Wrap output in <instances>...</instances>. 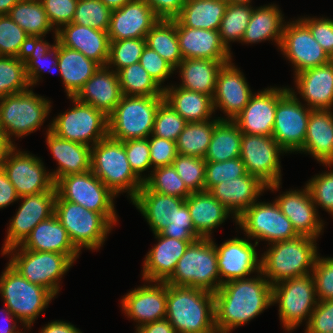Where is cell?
I'll list each match as a JSON object with an SVG mask.
<instances>
[{"mask_svg": "<svg viewBox=\"0 0 333 333\" xmlns=\"http://www.w3.org/2000/svg\"><path fill=\"white\" fill-rule=\"evenodd\" d=\"M259 274L225 282L214 293L217 333H229L273 304L272 285Z\"/></svg>", "mask_w": 333, "mask_h": 333, "instance_id": "1", "label": "cell"}, {"mask_svg": "<svg viewBox=\"0 0 333 333\" xmlns=\"http://www.w3.org/2000/svg\"><path fill=\"white\" fill-rule=\"evenodd\" d=\"M166 319L176 333H217L214 294L167 284Z\"/></svg>", "mask_w": 333, "mask_h": 333, "instance_id": "2", "label": "cell"}, {"mask_svg": "<svg viewBox=\"0 0 333 333\" xmlns=\"http://www.w3.org/2000/svg\"><path fill=\"white\" fill-rule=\"evenodd\" d=\"M315 243L316 238L306 235L272 243L267 252L260 257L261 273L272 286L284 280L310 274L319 255Z\"/></svg>", "mask_w": 333, "mask_h": 333, "instance_id": "3", "label": "cell"}, {"mask_svg": "<svg viewBox=\"0 0 333 333\" xmlns=\"http://www.w3.org/2000/svg\"><path fill=\"white\" fill-rule=\"evenodd\" d=\"M166 283L202 289L214 294L222 284L212 238H200L190 243Z\"/></svg>", "mask_w": 333, "mask_h": 333, "instance_id": "4", "label": "cell"}, {"mask_svg": "<svg viewBox=\"0 0 333 333\" xmlns=\"http://www.w3.org/2000/svg\"><path fill=\"white\" fill-rule=\"evenodd\" d=\"M91 171L115 195L128 191L131 201L144 184L130 167L123 141L109 136L91 147Z\"/></svg>", "mask_w": 333, "mask_h": 333, "instance_id": "5", "label": "cell"}, {"mask_svg": "<svg viewBox=\"0 0 333 333\" xmlns=\"http://www.w3.org/2000/svg\"><path fill=\"white\" fill-rule=\"evenodd\" d=\"M164 96H122L108 117V136L117 141L148 138Z\"/></svg>", "mask_w": 333, "mask_h": 333, "instance_id": "6", "label": "cell"}, {"mask_svg": "<svg viewBox=\"0 0 333 333\" xmlns=\"http://www.w3.org/2000/svg\"><path fill=\"white\" fill-rule=\"evenodd\" d=\"M0 293L15 319L20 320L27 328L55 298L48 289L29 282L9 264L0 276Z\"/></svg>", "mask_w": 333, "mask_h": 333, "instance_id": "7", "label": "cell"}, {"mask_svg": "<svg viewBox=\"0 0 333 333\" xmlns=\"http://www.w3.org/2000/svg\"><path fill=\"white\" fill-rule=\"evenodd\" d=\"M49 101L31 89L0 99V132L11 141L12 135L22 138L36 131L49 114Z\"/></svg>", "mask_w": 333, "mask_h": 333, "instance_id": "8", "label": "cell"}, {"mask_svg": "<svg viewBox=\"0 0 333 333\" xmlns=\"http://www.w3.org/2000/svg\"><path fill=\"white\" fill-rule=\"evenodd\" d=\"M67 230L74 247L95 250L100 248L113 224L100 213L66 200H55V212Z\"/></svg>", "mask_w": 333, "mask_h": 333, "instance_id": "9", "label": "cell"}, {"mask_svg": "<svg viewBox=\"0 0 333 333\" xmlns=\"http://www.w3.org/2000/svg\"><path fill=\"white\" fill-rule=\"evenodd\" d=\"M17 248L18 250H16ZM11 252L13 257L8 264L29 282L48 289L54 296L59 292L58 280L74 263L65 254L31 251L19 248V246L9 248L2 255H8Z\"/></svg>", "mask_w": 333, "mask_h": 333, "instance_id": "10", "label": "cell"}, {"mask_svg": "<svg viewBox=\"0 0 333 333\" xmlns=\"http://www.w3.org/2000/svg\"><path fill=\"white\" fill-rule=\"evenodd\" d=\"M55 200H66L117 222L113 198L116 196L91 170L59 178L55 182Z\"/></svg>", "mask_w": 333, "mask_h": 333, "instance_id": "11", "label": "cell"}, {"mask_svg": "<svg viewBox=\"0 0 333 333\" xmlns=\"http://www.w3.org/2000/svg\"><path fill=\"white\" fill-rule=\"evenodd\" d=\"M315 297L312 273L284 280L272 286V303H279V317L287 331L300 326L304 319H308L306 322L308 325L318 302Z\"/></svg>", "mask_w": 333, "mask_h": 333, "instance_id": "12", "label": "cell"}, {"mask_svg": "<svg viewBox=\"0 0 333 333\" xmlns=\"http://www.w3.org/2000/svg\"><path fill=\"white\" fill-rule=\"evenodd\" d=\"M70 99L74 107L58 115L49 126L50 131L60 138L91 147L108 137V117L92 105L75 97Z\"/></svg>", "mask_w": 333, "mask_h": 333, "instance_id": "13", "label": "cell"}, {"mask_svg": "<svg viewBox=\"0 0 333 333\" xmlns=\"http://www.w3.org/2000/svg\"><path fill=\"white\" fill-rule=\"evenodd\" d=\"M284 152L272 136L243 133L240 158L247 173L256 176L266 189L278 190L281 185L279 155Z\"/></svg>", "mask_w": 333, "mask_h": 333, "instance_id": "14", "label": "cell"}, {"mask_svg": "<svg viewBox=\"0 0 333 333\" xmlns=\"http://www.w3.org/2000/svg\"><path fill=\"white\" fill-rule=\"evenodd\" d=\"M248 237L266 240L268 245L291 240L299 236L292 222L281 212L276 201L272 203L255 202L236 220Z\"/></svg>", "mask_w": 333, "mask_h": 333, "instance_id": "15", "label": "cell"}, {"mask_svg": "<svg viewBox=\"0 0 333 333\" xmlns=\"http://www.w3.org/2000/svg\"><path fill=\"white\" fill-rule=\"evenodd\" d=\"M311 111L301 104L294 90L289 89L278 100L272 137L285 153L303 148Z\"/></svg>", "mask_w": 333, "mask_h": 333, "instance_id": "16", "label": "cell"}, {"mask_svg": "<svg viewBox=\"0 0 333 333\" xmlns=\"http://www.w3.org/2000/svg\"><path fill=\"white\" fill-rule=\"evenodd\" d=\"M3 170L19 197L56 190L52 175L46 172L41 159L17 151L16 147L8 153Z\"/></svg>", "mask_w": 333, "mask_h": 333, "instance_id": "17", "label": "cell"}, {"mask_svg": "<svg viewBox=\"0 0 333 333\" xmlns=\"http://www.w3.org/2000/svg\"><path fill=\"white\" fill-rule=\"evenodd\" d=\"M56 196V190H49L19 197L23 203L18 208L16 216L10 219L2 253L9 248L21 245L38 223L54 215Z\"/></svg>", "mask_w": 333, "mask_h": 333, "instance_id": "18", "label": "cell"}, {"mask_svg": "<svg viewBox=\"0 0 333 333\" xmlns=\"http://www.w3.org/2000/svg\"><path fill=\"white\" fill-rule=\"evenodd\" d=\"M280 49L294 65L295 75L333 60L300 19L285 24Z\"/></svg>", "mask_w": 333, "mask_h": 333, "instance_id": "19", "label": "cell"}, {"mask_svg": "<svg viewBox=\"0 0 333 333\" xmlns=\"http://www.w3.org/2000/svg\"><path fill=\"white\" fill-rule=\"evenodd\" d=\"M289 88H269L252 94L249 103L233 119L242 133L272 136L278 100Z\"/></svg>", "mask_w": 333, "mask_h": 333, "instance_id": "20", "label": "cell"}, {"mask_svg": "<svg viewBox=\"0 0 333 333\" xmlns=\"http://www.w3.org/2000/svg\"><path fill=\"white\" fill-rule=\"evenodd\" d=\"M254 245L248 239L233 238L216 248L217 264L221 284L237 279H243L252 272H261V259ZM222 278V279H221ZM225 278V279H223Z\"/></svg>", "mask_w": 333, "mask_h": 333, "instance_id": "21", "label": "cell"}, {"mask_svg": "<svg viewBox=\"0 0 333 333\" xmlns=\"http://www.w3.org/2000/svg\"><path fill=\"white\" fill-rule=\"evenodd\" d=\"M159 20L145 0H131L120 9L111 11L107 31L109 40L145 39Z\"/></svg>", "mask_w": 333, "mask_h": 333, "instance_id": "22", "label": "cell"}, {"mask_svg": "<svg viewBox=\"0 0 333 333\" xmlns=\"http://www.w3.org/2000/svg\"><path fill=\"white\" fill-rule=\"evenodd\" d=\"M124 313L139 327L166 318L167 283L155 282L135 288L121 300Z\"/></svg>", "mask_w": 333, "mask_h": 333, "instance_id": "23", "label": "cell"}, {"mask_svg": "<svg viewBox=\"0 0 333 333\" xmlns=\"http://www.w3.org/2000/svg\"><path fill=\"white\" fill-rule=\"evenodd\" d=\"M252 94L244 75L230 61L222 66L217 76L214 111L219 107L228 115L226 120H233L249 103Z\"/></svg>", "mask_w": 333, "mask_h": 333, "instance_id": "24", "label": "cell"}, {"mask_svg": "<svg viewBox=\"0 0 333 333\" xmlns=\"http://www.w3.org/2000/svg\"><path fill=\"white\" fill-rule=\"evenodd\" d=\"M275 201L299 235L316 239L319 237L324 225L322 220L318 219L316 205L307 186L302 191H287Z\"/></svg>", "mask_w": 333, "mask_h": 333, "instance_id": "25", "label": "cell"}, {"mask_svg": "<svg viewBox=\"0 0 333 333\" xmlns=\"http://www.w3.org/2000/svg\"><path fill=\"white\" fill-rule=\"evenodd\" d=\"M57 41L77 50L100 66H107L110 40L107 31L69 23L56 31Z\"/></svg>", "mask_w": 333, "mask_h": 333, "instance_id": "26", "label": "cell"}, {"mask_svg": "<svg viewBox=\"0 0 333 333\" xmlns=\"http://www.w3.org/2000/svg\"><path fill=\"white\" fill-rule=\"evenodd\" d=\"M122 96L118 73L109 70L108 66H100L75 98L79 102L92 105L109 117Z\"/></svg>", "mask_w": 333, "mask_h": 333, "instance_id": "27", "label": "cell"}, {"mask_svg": "<svg viewBox=\"0 0 333 333\" xmlns=\"http://www.w3.org/2000/svg\"><path fill=\"white\" fill-rule=\"evenodd\" d=\"M183 59L231 61L230 50L222 43L219 31L176 26Z\"/></svg>", "mask_w": 333, "mask_h": 333, "instance_id": "28", "label": "cell"}, {"mask_svg": "<svg viewBox=\"0 0 333 333\" xmlns=\"http://www.w3.org/2000/svg\"><path fill=\"white\" fill-rule=\"evenodd\" d=\"M158 238L155 245L146 255L142 276L147 282H166L173 274L178 260L184 255L189 241L154 234Z\"/></svg>", "mask_w": 333, "mask_h": 333, "instance_id": "29", "label": "cell"}, {"mask_svg": "<svg viewBox=\"0 0 333 333\" xmlns=\"http://www.w3.org/2000/svg\"><path fill=\"white\" fill-rule=\"evenodd\" d=\"M298 93L311 110H331L333 106V60L295 75Z\"/></svg>", "mask_w": 333, "mask_h": 333, "instance_id": "30", "label": "cell"}, {"mask_svg": "<svg viewBox=\"0 0 333 333\" xmlns=\"http://www.w3.org/2000/svg\"><path fill=\"white\" fill-rule=\"evenodd\" d=\"M266 189L256 176H240L214 185L209 193L233 213L234 219L248 209Z\"/></svg>", "mask_w": 333, "mask_h": 333, "instance_id": "31", "label": "cell"}, {"mask_svg": "<svg viewBox=\"0 0 333 333\" xmlns=\"http://www.w3.org/2000/svg\"><path fill=\"white\" fill-rule=\"evenodd\" d=\"M46 143L58 162L56 172H50L54 182L71 174L91 170V146L58 137L48 128Z\"/></svg>", "mask_w": 333, "mask_h": 333, "instance_id": "32", "label": "cell"}, {"mask_svg": "<svg viewBox=\"0 0 333 333\" xmlns=\"http://www.w3.org/2000/svg\"><path fill=\"white\" fill-rule=\"evenodd\" d=\"M19 247L31 251L65 254L73 261L77 259L80 253L74 247L67 230L55 214L38 223Z\"/></svg>", "mask_w": 333, "mask_h": 333, "instance_id": "33", "label": "cell"}, {"mask_svg": "<svg viewBox=\"0 0 333 333\" xmlns=\"http://www.w3.org/2000/svg\"><path fill=\"white\" fill-rule=\"evenodd\" d=\"M301 151L309 153L326 167L333 165V112L331 110L311 111Z\"/></svg>", "mask_w": 333, "mask_h": 333, "instance_id": "34", "label": "cell"}, {"mask_svg": "<svg viewBox=\"0 0 333 333\" xmlns=\"http://www.w3.org/2000/svg\"><path fill=\"white\" fill-rule=\"evenodd\" d=\"M140 210L154 234L160 233L169 224L176 210L185 199L151 191L145 184L131 201Z\"/></svg>", "mask_w": 333, "mask_h": 333, "instance_id": "35", "label": "cell"}, {"mask_svg": "<svg viewBox=\"0 0 333 333\" xmlns=\"http://www.w3.org/2000/svg\"><path fill=\"white\" fill-rule=\"evenodd\" d=\"M185 202L191 215L195 231L202 238H211V231L233 214L209 191L191 193Z\"/></svg>", "mask_w": 333, "mask_h": 333, "instance_id": "36", "label": "cell"}, {"mask_svg": "<svg viewBox=\"0 0 333 333\" xmlns=\"http://www.w3.org/2000/svg\"><path fill=\"white\" fill-rule=\"evenodd\" d=\"M58 66L68 98L75 97L100 65L58 42Z\"/></svg>", "mask_w": 333, "mask_h": 333, "instance_id": "37", "label": "cell"}, {"mask_svg": "<svg viewBox=\"0 0 333 333\" xmlns=\"http://www.w3.org/2000/svg\"><path fill=\"white\" fill-rule=\"evenodd\" d=\"M166 101L187 122L211 120L214 111L213 98L207 94L181 87H164Z\"/></svg>", "mask_w": 333, "mask_h": 333, "instance_id": "38", "label": "cell"}, {"mask_svg": "<svg viewBox=\"0 0 333 333\" xmlns=\"http://www.w3.org/2000/svg\"><path fill=\"white\" fill-rule=\"evenodd\" d=\"M230 61L209 59H183L179 64L182 84L186 90L201 92L214 97L217 76L222 66Z\"/></svg>", "mask_w": 333, "mask_h": 333, "instance_id": "39", "label": "cell"}, {"mask_svg": "<svg viewBox=\"0 0 333 333\" xmlns=\"http://www.w3.org/2000/svg\"><path fill=\"white\" fill-rule=\"evenodd\" d=\"M227 4V0H186L174 19L176 26L218 31Z\"/></svg>", "mask_w": 333, "mask_h": 333, "instance_id": "40", "label": "cell"}, {"mask_svg": "<svg viewBox=\"0 0 333 333\" xmlns=\"http://www.w3.org/2000/svg\"><path fill=\"white\" fill-rule=\"evenodd\" d=\"M283 21L281 10L274 4L253 8L241 42L256 43L272 39L280 47L285 26Z\"/></svg>", "mask_w": 333, "mask_h": 333, "instance_id": "41", "label": "cell"}, {"mask_svg": "<svg viewBox=\"0 0 333 333\" xmlns=\"http://www.w3.org/2000/svg\"><path fill=\"white\" fill-rule=\"evenodd\" d=\"M242 136L233 120L214 119V130L204 160L222 162L240 157Z\"/></svg>", "mask_w": 333, "mask_h": 333, "instance_id": "42", "label": "cell"}, {"mask_svg": "<svg viewBox=\"0 0 333 333\" xmlns=\"http://www.w3.org/2000/svg\"><path fill=\"white\" fill-rule=\"evenodd\" d=\"M146 45L156 51L175 70L183 60L175 20L160 19L146 35Z\"/></svg>", "mask_w": 333, "mask_h": 333, "instance_id": "43", "label": "cell"}, {"mask_svg": "<svg viewBox=\"0 0 333 333\" xmlns=\"http://www.w3.org/2000/svg\"><path fill=\"white\" fill-rule=\"evenodd\" d=\"M7 15L29 37H43L53 30L41 0H19Z\"/></svg>", "mask_w": 333, "mask_h": 333, "instance_id": "44", "label": "cell"}, {"mask_svg": "<svg viewBox=\"0 0 333 333\" xmlns=\"http://www.w3.org/2000/svg\"><path fill=\"white\" fill-rule=\"evenodd\" d=\"M55 44L50 45L48 42L43 41L42 37H29L28 44L26 46L23 62L26 68V74L28 81L30 83V87L35 85L39 81L40 72L46 70L48 68V73H50L51 69H58V41L57 35L55 33ZM52 52V53H51ZM48 56H53L52 65L46 66L42 61H46ZM48 62V60L46 61Z\"/></svg>", "mask_w": 333, "mask_h": 333, "instance_id": "45", "label": "cell"}, {"mask_svg": "<svg viewBox=\"0 0 333 333\" xmlns=\"http://www.w3.org/2000/svg\"><path fill=\"white\" fill-rule=\"evenodd\" d=\"M214 130V119L204 122H187L176 140L180 155L204 158Z\"/></svg>", "mask_w": 333, "mask_h": 333, "instance_id": "46", "label": "cell"}, {"mask_svg": "<svg viewBox=\"0 0 333 333\" xmlns=\"http://www.w3.org/2000/svg\"><path fill=\"white\" fill-rule=\"evenodd\" d=\"M117 73L123 96H163L164 88L156 83L139 62Z\"/></svg>", "mask_w": 333, "mask_h": 333, "instance_id": "47", "label": "cell"}, {"mask_svg": "<svg viewBox=\"0 0 333 333\" xmlns=\"http://www.w3.org/2000/svg\"><path fill=\"white\" fill-rule=\"evenodd\" d=\"M250 4L228 3L221 20L219 34L222 43L230 50L229 42L240 41L251 18L253 7Z\"/></svg>", "mask_w": 333, "mask_h": 333, "instance_id": "48", "label": "cell"}, {"mask_svg": "<svg viewBox=\"0 0 333 333\" xmlns=\"http://www.w3.org/2000/svg\"><path fill=\"white\" fill-rule=\"evenodd\" d=\"M29 87L23 58L0 56V99L25 92Z\"/></svg>", "mask_w": 333, "mask_h": 333, "instance_id": "49", "label": "cell"}, {"mask_svg": "<svg viewBox=\"0 0 333 333\" xmlns=\"http://www.w3.org/2000/svg\"><path fill=\"white\" fill-rule=\"evenodd\" d=\"M144 184L151 191L182 199H186L191 194L173 165L153 169L150 176L145 178Z\"/></svg>", "mask_w": 333, "mask_h": 333, "instance_id": "50", "label": "cell"}, {"mask_svg": "<svg viewBox=\"0 0 333 333\" xmlns=\"http://www.w3.org/2000/svg\"><path fill=\"white\" fill-rule=\"evenodd\" d=\"M111 10L100 0H78L71 23L108 31Z\"/></svg>", "mask_w": 333, "mask_h": 333, "instance_id": "51", "label": "cell"}, {"mask_svg": "<svg viewBox=\"0 0 333 333\" xmlns=\"http://www.w3.org/2000/svg\"><path fill=\"white\" fill-rule=\"evenodd\" d=\"M29 36L7 14L0 15V56L22 58Z\"/></svg>", "mask_w": 333, "mask_h": 333, "instance_id": "52", "label": "cell"}, {"mask_svg": "<svg viewBox=\"0 0 333 333\" xmlns=\"http://www.w3.org/2000/svg\"><path fill=\"white\" fill-rule=\"evenodd\" d=\"M172 165L191 193L205 191L204 158L178 154Z\"/></svg>", "mask_w": 333, "mask_h": 333, "instance_id": "53", "label": "cell"}, {"mask_svg": "<svg viewBox=\"0 0 333 333\" xmlns=\"http://www.w3.org/2000/svg\"><path fill=\"white\" fill-rule=\"evenodd\" d=\"M146 46V39H122L110 41L109 59L107 66L115 67V72L138 63Z\"/></svg>", "mask_w": 333, "mask_h": 333, "instance_id": "54", "label": "cell"}, {"mask_svg": "<svg viewBox=\"0 0 333 333\" xmlns=\"http://www.w3.org/2000/svg\"><path fill=\"white\" fill-rule=\"evenodd\" d=\"M186 124L187 121L166 101H163L155 115L152 135L176 142Z\"/></svg>", "mask_w": 333, "mask_h": 333, "instance_id": "55", "label": "cell"}, {"mask_svg": "<svg viewBox=\"0 0 333 333\" xmlns=\"http://www.w3.org/2000/svg\"><path fill=\"white\" fill-rule=\"evenodd\" d=\"M247 174L246 167L240 157L222 162H206L205 191L220 184Z\"/></svg>", "mask_w": 333, "mask_h": 333, "instance_id": "56", "label": "cell"}, {"mask_svg": "<svg viewBox=\"0 0 333 333\" xmlns=\"http://www.w3.org/2000/svg\"><path fill=\"white\" fill-rule=\"evenodd\" d=\"M168 222L167 227L160 232L162 236L189 241L190 243L202 238L194 229L186 202L176 210L172 219H169Z\"/></svg>", "mask_w": 333, "mask_h": 333, "instance_id": "57", "label": "cell"}, {"mask_svg": "<svg viewBox=\"0 0 333 333\" xmlns=\"http://www.w3.org/2000/svg\"><path fill=\"white\" fill-rule=\"evenodd\" d=\"M128 162L134 174L145 182L141 173L152 167L150 159L149 137L131 139L123 142Z\"/></svg>", "mask_w": 333, "mask_h": 333, "instance_id": "58", "label": "cell"}, {"mask_svg": "<svg viewBox=\"0 0 333 333\" xmlns=\"http://www.w3.org/2000/svg\"><path fill=\"white\" fill-rule=\"evenodd\" d=\"M318 301L333 299V258L317 256L312 270Z\"/></svg>", "mask_w": 333, "mask_h": 333, "instance_id": "59", "label": "cell"}, {"mask_svg": "<svg viewBox=\"0 0 333 333\" xmlns=\"http://www.w3.org/2000/svg\"><path fill=\"white\" fill-rule=\"evenodd\" d=\"M314 204L333 215V170L314 176L306 184Z\"/></svg>", "mask_w": 333, "mask_h": 333, "instance_id": "60", "label": "cell"}, {"mask_svg": "<svg viewBox=\"0 0 333 333\" xmlns=\"http://www.w3.org/2000/svg\"><path fill=\"white\" fill-rule=\"evenodd\" d=\"M48 20L55 33L64 25L72 22L78 0H41ZM57 26V27H56Z\"/></svg>", "mask_w": 333, "mask_h": 333, "instance_id": "61", "label": "cell"}, {"mask_svg": "<svg viewBox=\"0 0 333 333\" xmlns=\"http://www.w3.org/2000/svg\"><path fill=\"white\" fill-rule=\"evenodd\" d=\"M139 63L160 87L161 83L175 71L165 59L147 45L143 49Z\"/></svg>", "mask_w": 333, "mask_h": 333, "instance_id": "62", "label": "cell"}, {"mask_svg": "<svg viewBox=\"0 0 333 333\" xmlns=\"http://www.w3.org/2000/svg\"><path fill=\"white\" fill-rule=\"evenodd\" d=\"M303 18L300 20L309 28L313 38L333 59V20L323 17L320 19Z\"/></svg>", "mask_w": 333, "mask_h": 333, "instance_id": "63", "label": "cell"}, {"mask_svg": "<svg viewBox=\"0 0 333 333\" xmlns=\"http://www.w3.org/2000/svg\"><path fill=\"white\" fill-rule=\"evenodd\" d=\"M150 159L153 169L172 165L178 155L175 141L159 138L151 134L149 137Z\"/></svg>", "mask_w": 333, "mask_h": 333, "instance_id": "64", "label": "cell"}, {"mask_svg": "<svg viewBox=\"0 0 333 333\" xmlns=\"http://www.w3.org/2000/svg\"><path fill=\"white\" fill-rule=\"evenodd\" d=\"M305 333H333V299L318 301Z\"/></svg>", "mask_w": 333, "mask_h": 333, "instance_id": "65", "label": "cell"}, {"mask_svg": "<svg viewBox=\"0 0 333 333\" xmlns=\"http://www.w3.org/2000/svg\"><path fill=\"white\" fill-rule=\"evenodd\" d=\"M159 19H175L186 0H145Z\"/></svg>", "mask_w": 333, "mask_h": 333, "instance_id": "66", "label": "cell"}, {"mask_svg": "<svg viewBox=\"0 0 333 333\" xmlns=\"http://www.w3.org/2000/svg\"><path fill=\"white\" fill-rule=\"evenodd\" d=\"M18 199L19 196L14 185L9 181L5 171L0 169V209L7 207Z\"/></svg>", "mask_w": 333, "mask_h": 333, "instance_id": "67", "label": "cell"}, {"mask_svg": "<svg viewBox=\"0 0 333 333\" xmlns=\"http://www.w3.org/2000/svg\"><path fill=\"white\" fill-rule=\"evenodd\" d=\"M136 333H176V331L165 318L137 328Z\"/></svg>", "mask_w": 333, "mask_h": 333, "instance_id": "68", "label": "cell"}, {"mask_svg": "<svg viewBox=\"0 0 333 333\" xmlns=\"http://www.w3.org/2000/svg\"><path fill=\"white\" fill-rule=\"evenodd\" d=\"M40 333H82L74 325L65 321H53L45 325Z\"/></svg>", "mask_w": 333, "mask_h": 333, "instance_id": "69", "label": "cell"}, {"mask_svg": "<svg viewBox=\"0 0 333 333\" xmlns=\"http://www.w3.org/2000/svg\"><path fill=\"white\" fill-rule=\"evenodd\" d=\"M14 145L13 141H10L0 132V169H3L8 153L15 147Z\"/></svg>", "mask_w": 333, "mask_h": 333, "instance_id": "70", "label": "cell"}, {"mask_svg": "<svg viewBox=\"0 0 333 333\" xmlns=\"http://www.w3.org/2000/svg\"><path fill=\"white\" fill-rule=\"evenodd\" d=\"M5 312V314H6V318L9 320L10 318L13 320V318L15 317L14 315H13V313L5 306V309L3 310L2 309V311H1V313H4ZM11 316V317H10ZM6 320V319H5ZM5 320H4V322H5ZM3 321V320H2ZM1 321V324L3 323ZM7 322V323H6ZM6 322L4 323V325H0V333H21V332H19V331H15L16 330V322L12 325L11 323H10V321H7L6 320ZM8 323H10V324H8ZM6 324V325H5ZM23 333V332H22Z\"/></svg>", "mask_w": 333, "mask_h": 333, "instance_id": "71", "label": "cell"}, {"mask_svg": "<svg viewBox=\"0 0 333 333\" xmlns=\"http://www.w3.org/2000/svg\"><path fill=\"white\" fill-rule=\"evenodd\" d=\"M100 1H102L112 11L120 9L131 0H100Z\"/></svg>", "mask_w": 333, "mask_h": 333, "instance_id": "72", "label": "cell"}, {"mask_svg": "<svg viewBox=\"0 0 333 333\" xmlns=\"http://www.w3.org/2000/svg\"><path fill=\"white\" fill-rule=\"evenodd\" d=\"M19 0H0V15H6Z\"/></svg>", "mask_w": 333, "mask_h": 333, "instance_id": "73", "label": "cell"}, {"mask_svg": "<svg viewBox=\"0 0 333 333\" xmlns=\"http://www.w3.org/2000/svg\"><path fill=\"white\" fill-rule=\"evenodd\" d=\"M228 3L250 4L251 0H227Z\"/></svg>", "mask_w": 333, "mask_h": 333, "instance_id": "74", "label": "cell"}]
</instances>
